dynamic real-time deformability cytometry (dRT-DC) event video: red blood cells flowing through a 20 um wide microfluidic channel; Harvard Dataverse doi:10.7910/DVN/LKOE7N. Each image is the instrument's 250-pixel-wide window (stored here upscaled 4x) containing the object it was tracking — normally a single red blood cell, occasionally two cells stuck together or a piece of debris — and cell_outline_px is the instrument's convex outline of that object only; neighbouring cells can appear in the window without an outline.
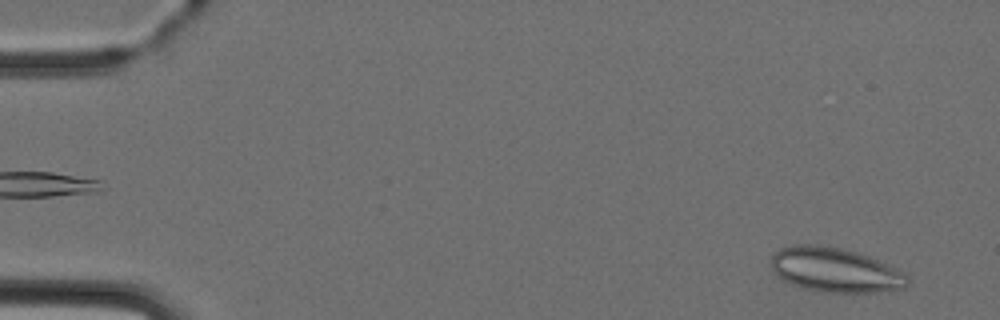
{"species": "Egyptian fruit bat (a non-hibernating species)", "species_latin": "Rousettus aegyptiacus", "temperature_condition": "cold", "stored_images_in_passage": 5, "camera_frame_rate_fps": 3000, "um_per_image_px": 0.085, "animal": {"sex": "female"}, "frame": {"image": 1, "passage_image": 5, "time_ms": 4.667, "image_size_px": [1000, 320], "cell_outline_px": [[908, 284], [904, 288], [876, 292], [820, 292], [804, 288], [792, 284], [784, 280], [772, 268], [772, 252], [780, 248], [792, 244], [816, 244], [840, 248], [856, 252], [868, 256], [896, 268], [904, 272], [908, 276]], "centroid_in_image_um": [70.98, 22.94], "position_along_channel_um": 14.0, "area_um2": 35.26}}